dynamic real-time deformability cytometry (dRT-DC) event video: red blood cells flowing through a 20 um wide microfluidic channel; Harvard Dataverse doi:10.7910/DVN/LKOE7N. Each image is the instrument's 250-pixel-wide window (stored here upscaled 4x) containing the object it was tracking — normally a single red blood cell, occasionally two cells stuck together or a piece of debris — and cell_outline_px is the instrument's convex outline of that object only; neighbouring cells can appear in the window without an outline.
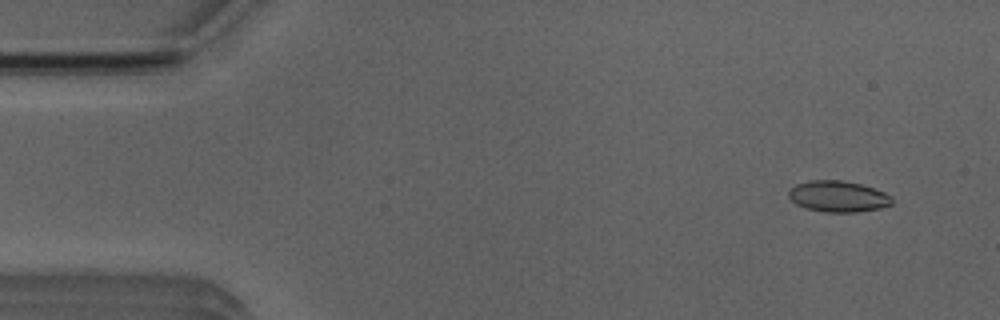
{"species": "Egyptian fruit bat (a non-hibernating species)", "species_latin": "Rousettus aegyptiacus", "temperature_condition": "room temperature", "stored_images_in_passage": 3, "camera_frame_rate_fps": 3000, "um_per_image_px": 0.085, "animal": {"sex": "male"}, "frame": {"image": 1, "passage_image": 1, "time_ms": 0.0, "image_size_px": [1000, 320], "cell_outline_px": [[892, 204], [880, 208], [856, 212], [824, 212], [808, 208], [796, 204], [788, 196], [788, 192], [796, 184], [808, 180], [840, 180], [860, 184], [884, 192], [892, 196]], "centroid_in_image_um": [71.24, 16.69], "position_along_channel_um": 13.8, "area_um2": 18.61}}
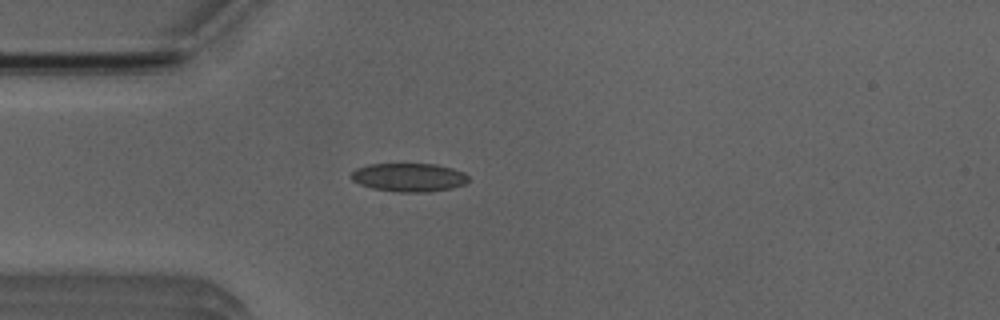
{"frame": {"image": 2, "passage_image": 3, "time_ms": 3.333, "image_size_px": [1000, 320], "cell_outline_px": [[468, 184], [452, 188], [428, 192], [396, 192], [372, 188], [360, 184], [352, 180], [348, 176], [356, 168], [368, 164], [436, 164], [452, 168], [464, 172], [468, 176]], "centroid_in_image_um": [34.76, 15.08], "position_along_channel_um": 50.2, "area_um2": 19.71}}